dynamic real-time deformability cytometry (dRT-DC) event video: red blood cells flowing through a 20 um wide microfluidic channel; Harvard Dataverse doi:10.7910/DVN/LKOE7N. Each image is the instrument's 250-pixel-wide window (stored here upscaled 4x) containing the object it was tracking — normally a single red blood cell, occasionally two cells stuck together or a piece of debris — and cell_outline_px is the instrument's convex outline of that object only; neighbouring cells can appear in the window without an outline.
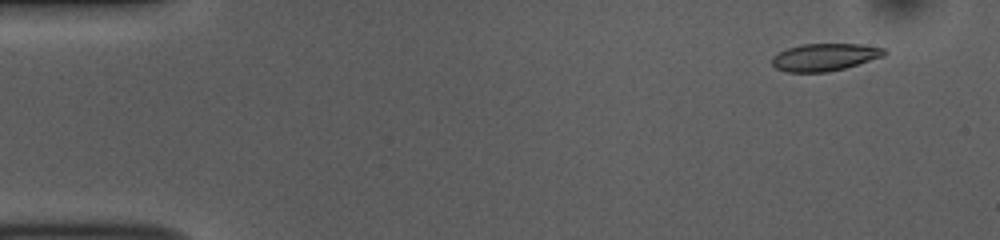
{"species": "common noctule bat (a hibernating species)", "species_latin": "Nyctalus noctula", "temperature_condition": "room temperature", "stored_images_in_passage": 52, "camera_frame_rate_fps": 3000, "um_per_image_px": 0.085, "animal": {"sex": "female", "body_mass_g": 10.0, "forearm_length_mm": 53.1}, "frame": {"image": 1, "passage_image": 4, "time_ms": 1.0, "image_size_px": [1000, 240], "cell_outline_px": [[888, 52], [884, 56], [844, 68], [828, 72], [784, 72], [776, 68], [772, 64], [772, 56], [788, 48], [800, 44], [860, 44], [884, 48]], "centroid_in_image_um": [70.09, 4.86], "position_along_channel_um": 14.9, "area_um2": 17.92}}
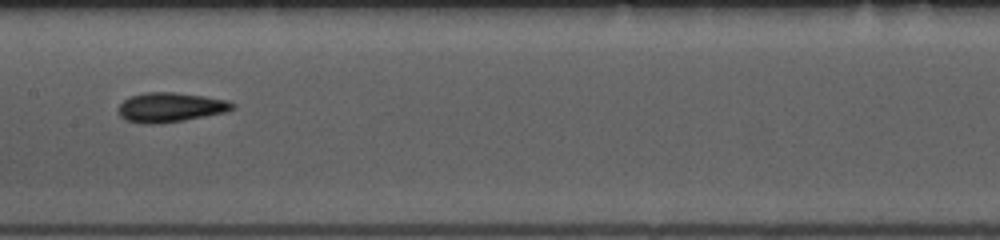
{"frame": {"image": 2, "passage_image": 26, "time_ms": 8.333, "image_size_px": [1000, 240], "cell_outline_px": [[236, 108], [224, 112], [184, 120], [160, 124], [144, 124], [124, 120], [120, 116], [120, 104], [124, 100], [132, 96], [144, 92], [172, 92], [204, 96], [228, 100], [236, 104]], "centroid_in_image_um": [14.5, 9.12], "position_along_channel_um": 192.9, "area_um2": 19.59}}
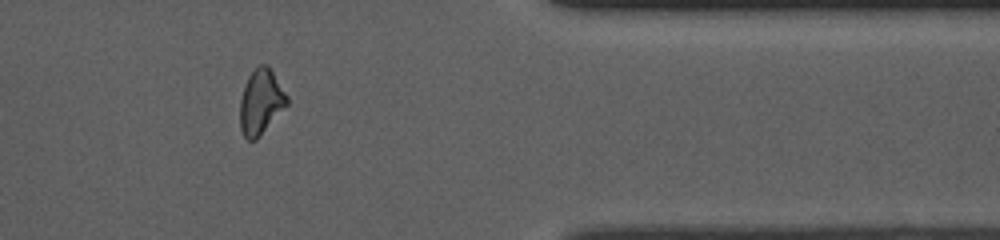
{"frame": {"image": 3, "passage_image": 43, "time_ms": 14.0, "image_size_px": [1000, 240], "cell_outline_px": [[288, 104], [256, 140], [248, 140], [244, 136], [240, 128], [240, 100], [244, 84], [248, 76], [260, 64], [268, 64], [288, 96]], "centroid_in_image_um": [22.17, 8.65], "position_along_channel_um": 389.2, "area_um2": 17.8}, "authors_computed_cell_mechanics": {"area_um2": 18.4093, "velocity_mm_per_s": 3.8166, "shape_relaxation_time_tau1_ms": 2.5219, "shape_relaxation_time_tau2_ms": 3.5332, "deformation_change_tau1": 0.1078, "deformation_change_tau2": 0.1081}}